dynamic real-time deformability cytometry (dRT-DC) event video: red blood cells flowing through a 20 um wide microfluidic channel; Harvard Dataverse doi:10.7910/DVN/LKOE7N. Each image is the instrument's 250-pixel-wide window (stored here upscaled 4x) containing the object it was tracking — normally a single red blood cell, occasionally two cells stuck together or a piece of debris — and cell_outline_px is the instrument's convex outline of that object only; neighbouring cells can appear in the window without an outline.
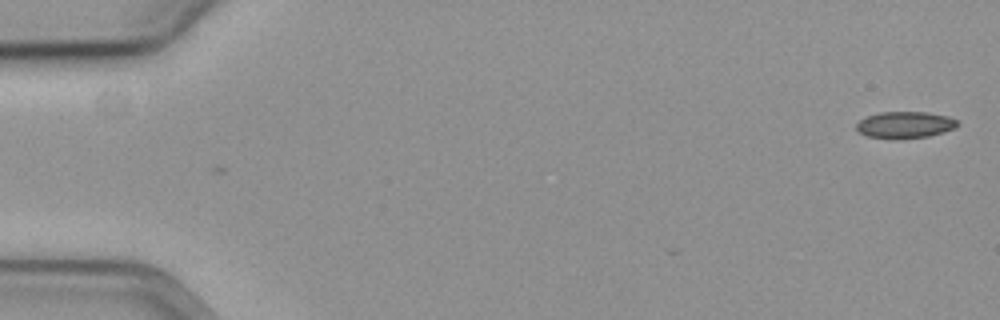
{"species": "common noctule bat (a hibernating species)", "species_latin": "Nyctalus noctula", "temperature_condition": "cold", "stored_images_in_passage": 2, "camera_frame_rate_fps": 3000, "um_per_image_px": 0.085, "animal": {"sex": "female", "body_mass_g": 19.3, "forearm_length_mm": 54.1}, "frame": {"image": 1, "passage_image": 2, "time_ms": 0.333, "image_size_px": [1000, 320], "cell_outline_px": [[960, 124], [956, 128], [944, 132], [928, 136], [896, 140], [864, 136], [856, 128], [856, 124], [860, 120], [868, 116], [880, 112], [924, 112], [948, 116], [956, 120]], "centroid_in_image_um": [76.92, 10.63], "position_along_channel_um": 8.1, "area_um2": 15.9}}